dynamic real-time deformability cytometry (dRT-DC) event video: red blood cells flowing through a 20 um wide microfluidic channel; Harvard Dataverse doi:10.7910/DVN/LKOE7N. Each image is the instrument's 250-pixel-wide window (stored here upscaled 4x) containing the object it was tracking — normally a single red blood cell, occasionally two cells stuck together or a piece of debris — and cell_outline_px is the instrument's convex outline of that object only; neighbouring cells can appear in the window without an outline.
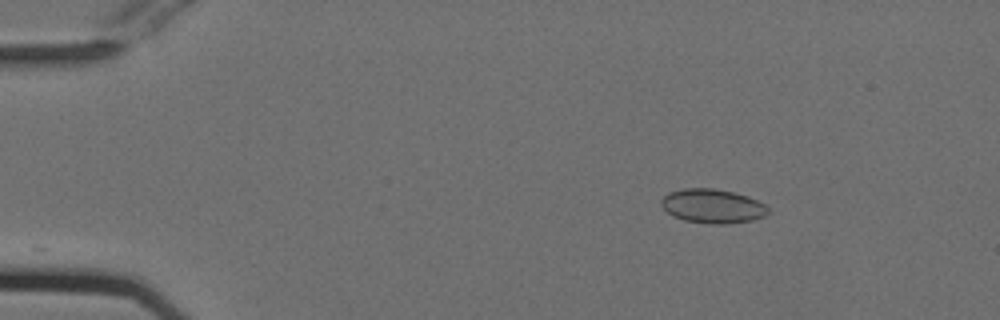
{"species": "Egyptian fruit bat (a non-hibernating species)", "species_latin": "Rousettus aegyptiacus", "temperature_condition": "cold", "stored_images_in_passage": 36, "camera_frame_rate_fps": 3000, "um_per_image_px": 0.085, "animal": {"sex": "female"}, "frame": {"image": 1, "passage_image": 1, "time_ms": 0.0, "image_size_px": [1000, 320], "cell_outline_px": [[768, 212], [764, 216], [752, 220], [724, 224], [712, 224], [684, 220], [672, 216], [660, 204], [660, 200], [668, 192], [684, 188], [712, 188], [732, 192], [748, 196], [764, 204], [768, 208]], "centroid_in_image_um": [60.53, 17.51], "position_along_channel_um": 24.5, "area_um2": 21.15}}
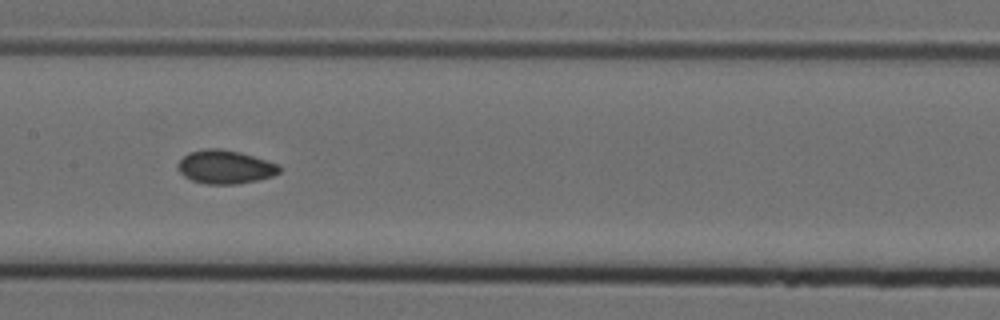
{"frame": {"image": 2, "passage_image": 20, "time_ms": 6.333, "image_size_px": [1000, 320], "cell_outline_px": [[280, 172], [272, 176], [256, 180], [236, 184], [208, 184], [192, 180], [184, 176], [180, 172], [176, 164], [188, 152], [204, 148], [220, 148], [240, 152], [280, 164]], "centroid_in_image_um": [19.13, 14.18], "position_along_channel_um": 188.3, "area_um2": 19.88}}
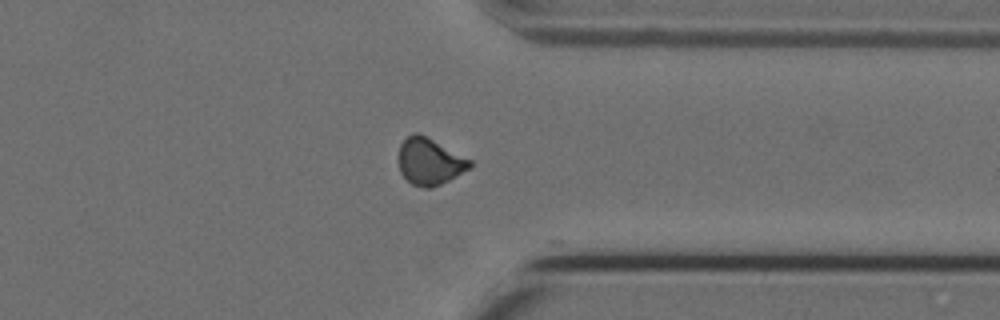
{"frame": {"image": 3, "passage_image": 35, "time_ms": 11.333, "image_size_px": [1000, 320], "cell_outline_px": [[472, 168], [432, 188], [424, 188], [412, 184], [400, 172], [400, 144], [408, 136], [416, 132], [472, 160]], "centroid_in_image_um": [36.54, 13.75], "position_along_channel_um": 374.9, "area_um2": 18.96}}